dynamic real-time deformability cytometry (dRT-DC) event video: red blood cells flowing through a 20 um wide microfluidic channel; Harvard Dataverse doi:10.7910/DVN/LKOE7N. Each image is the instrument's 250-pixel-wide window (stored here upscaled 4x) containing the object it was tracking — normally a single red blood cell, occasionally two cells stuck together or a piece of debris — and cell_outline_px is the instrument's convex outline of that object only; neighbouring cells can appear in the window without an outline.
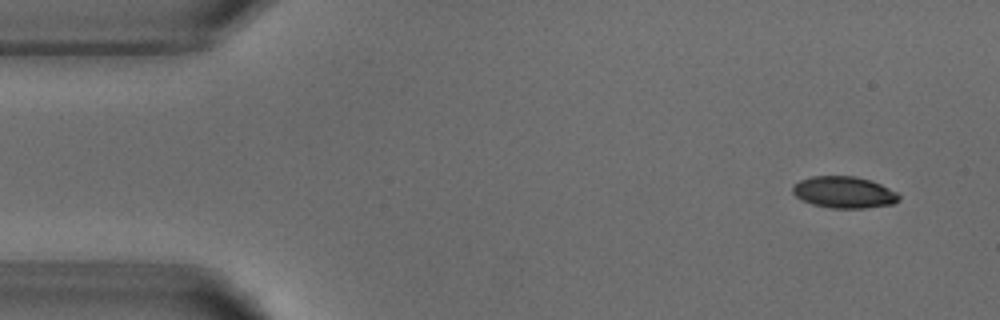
{"species": "common noctule bat (a hibernating species)", "species_latin": "Nyctalus noctula", "temperature_condition": "warm", "stored_images_in_passage": 4, "segment_of_instrument_passage": [1, 2], "camera_frame_rate_fps": 3000, "um_per_image_px": 0.085, "animal": {"sex": "male", "body_mass_g": 18.8}, "frame": {"image": 1, "passage_image": 1, "time_ms": 0.0, "image_size_px": [1000, 320], "cell_outline_px": [[900, 200], [892, 204], [864, 208], [832, 208], [812, 204], [796, 196], [792, 192], [792, 184], [800, 180], [812, 176], [856, 176], [872, 180], [896, 192], [900, 196]], "centroid_in_image_um": [71.73, 16.33], "position_along_channel_um": 13.3, "area_um2": 19.59}}